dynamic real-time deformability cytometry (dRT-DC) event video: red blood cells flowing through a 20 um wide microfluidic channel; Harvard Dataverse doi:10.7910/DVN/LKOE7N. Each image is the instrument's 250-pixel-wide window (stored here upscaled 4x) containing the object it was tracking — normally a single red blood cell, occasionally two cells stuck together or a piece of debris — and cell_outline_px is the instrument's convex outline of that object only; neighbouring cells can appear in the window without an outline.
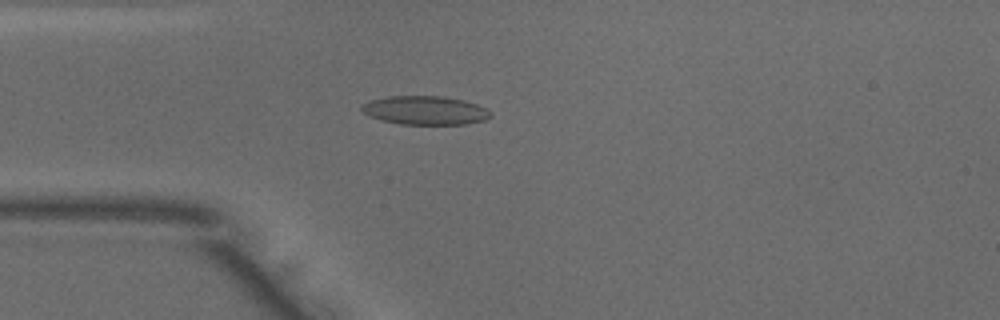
{"species": "common noctule bat (a hibernating species)", "species_latin": "Nyctalus noctula", "temperature_condition": "warm", "stored_images_in_passage": 38, "camera_frame_rate_fps": 3000, "um_per_image_px": 0.085, "animal": {"sex": "male", "body_mass_g": 18.8}, "frame": {"image": 1, "passage_image": 2, "time_ms": 0.333, "image_size_px": [1000, 320], "cell_outline_px": [[492, 116], [484, 120], [464, 124], [400, 124], [380, 120], [364, 112], [360, 108], [360, 104], [368, 100], [388, 96], [444, 96], [464, 100], [488, 108], [492, 112]], "centroid_in_image_um": [36.14, 9.37], "position_along_channel_um": 48.9, "area_um2": 21.73}}
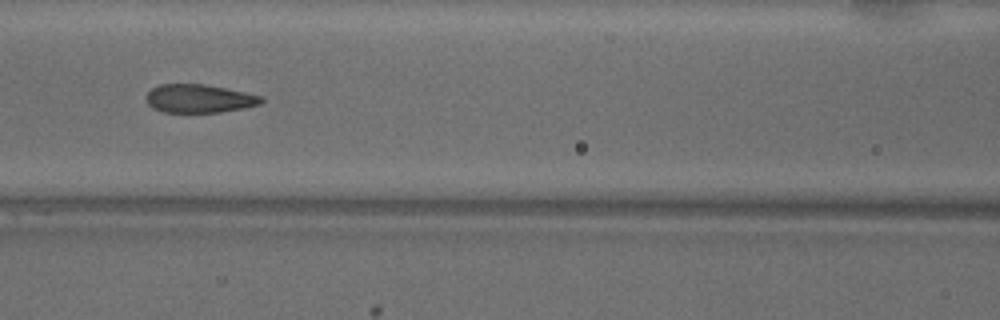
{"frame": {"image": 2, "passage_image": 10, "time_ms": 3.0, "image_size_px": [1000, 320], "cell_outline_px": [[264, 100], [260, 104], [244, 108], [220, 112], [164, 112], [152, 108], [148, 104], [144, 96], [152, 88], [160, 84], [204, 84], [264, 96]], "centroid_in_image_um": [16.91, 8.38], "position_along_channel_um": 149.7, "area_um2": 19.07}}
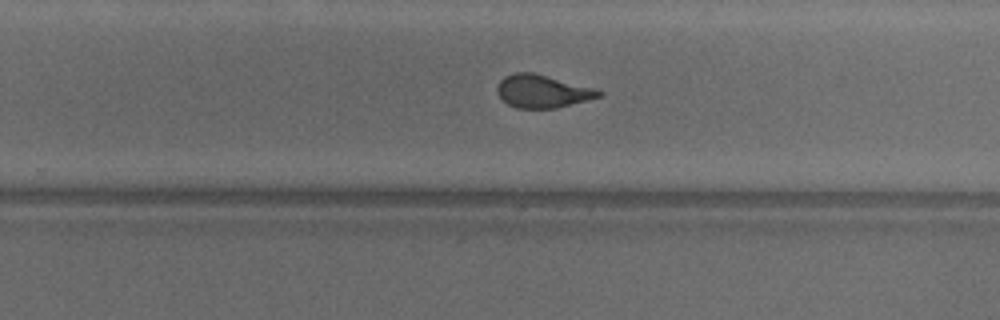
{"frame": {"image": 3, "passage_image": 20, "time_ms": 6.333, "image_size_px": [1000, 320], "cell_outline_px": [[604, 92], [600, 96], [588, 100], [556, 108], [516, 108], [508, 104], [496, 92], [496, 88], [500, 80], [504, 76], [516, 72], [532, 72], [596, 88]], "centroid_in_image_um": [46.11, 7.75], "position_along_channel_um": 283.7, "area_um2": 19.48}, "authors_computed_cell_mechanics": {"area_um2": 20.1433, "velocity_mm_per_s": 4.0322, "shape_relaxation_time_tau1_ms": 9.4661, "shape_relaxation_time_tau2_ms": 0.9608, "deformation_change_tau1": 0.2514, "deformation_change_tau2": 0.0726}}